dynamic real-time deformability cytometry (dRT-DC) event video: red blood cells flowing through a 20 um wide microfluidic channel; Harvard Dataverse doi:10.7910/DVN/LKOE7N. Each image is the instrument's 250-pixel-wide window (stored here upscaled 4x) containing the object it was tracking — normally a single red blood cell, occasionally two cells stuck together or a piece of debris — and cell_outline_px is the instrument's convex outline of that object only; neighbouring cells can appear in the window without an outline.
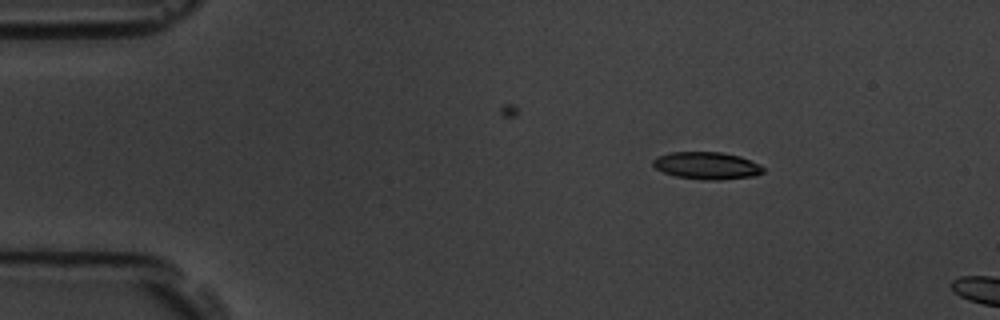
{"species": "common noctule bat (a hibernating species)", "species_latin": "Nyctalus noctula", "temperature_condition": "room temperature", "stored_images_in_passage": 4, "camera_frame_rate_fps": 3000, "um_per_image_px": 0.085, "animal": {"sex": "male", "body_mass_g": 19.5, "forearm_length_mm": 54.6}, "frame": {"image": 1, "passage_image": 1, "time_ms": 0.0, "image_size_px": [1000, 320], "cell_outline_px": [[764, 172], [756, 176], [720, 180], [704, 180], [676, 176], [664, 172], [656, 168], [652, 164], [652, 160], [660, 156], [672, 152], [720, 152], [740, 156], [760, 164], [764, 168]], "centroid_in_image_um": [60.12, 14.08], "position_along_channel_um": 24.9, "area_um2": 17.51}}